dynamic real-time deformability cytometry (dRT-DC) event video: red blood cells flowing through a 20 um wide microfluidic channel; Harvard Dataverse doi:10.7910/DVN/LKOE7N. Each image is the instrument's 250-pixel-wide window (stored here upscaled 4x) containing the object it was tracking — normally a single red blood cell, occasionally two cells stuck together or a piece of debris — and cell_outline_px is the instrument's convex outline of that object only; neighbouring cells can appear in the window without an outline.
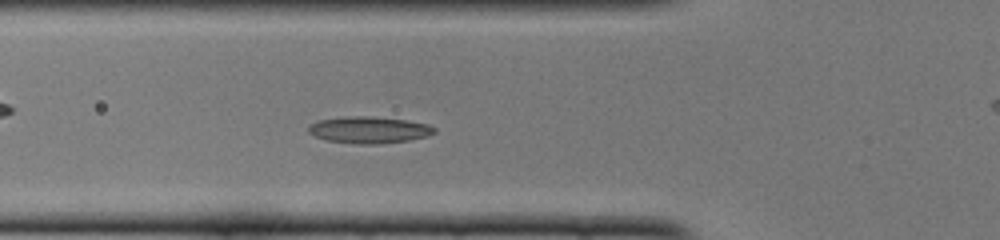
{"species": "common noctule bat (a hibernating species)", "species_latin": "Nyctalus noctula", "temperature_condition": "cold", "stored_images_in_passage": 47, "camera_frame_rate_fps": 3000, "um_per_image_px": 0.085, "animal": {"sex": "female", "body_mass_g": 22.0, "forearm_length_mm": 56.7}, "frame": {"image": 1, "passage_image": 14, "time_ms": 4.333, "image_size_px": [1000, 240], "cell_outline_px": [[436, 132], [428, 136], [408, 140], [380, 144], [356, 144], [328, 140], [316, 136], [308, 132], [308, 128], [316, 120], [348, 116], [372, 116], [408, 120], [428, 124], [436, 128]], "centroid_in_image_um": [31.4, 11.03], "position_along_channel_um": 94.4, "area_um2": 19.65}}
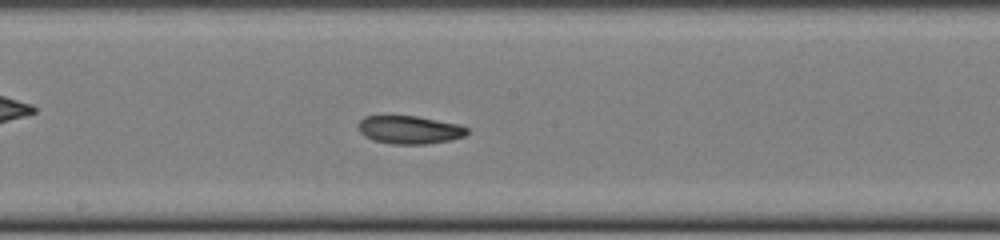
{"frame": {"image": 2, "passage_image": 23, "time_ms": 7.333, "image_size_px": [1000, 240], "cell_outline_px": [[468, 132], [464, 136], [452, 140], [428, 144], [392, 144], [372, 140], [364, 136], [356, 128], [356, 124], [364, 116], [416, 116], [456, 124], [468, 128]], "centroid_in_image_um": [34.75, 11.04], "position_along_channel_um": 213.4, "area_um2": 17.92}}
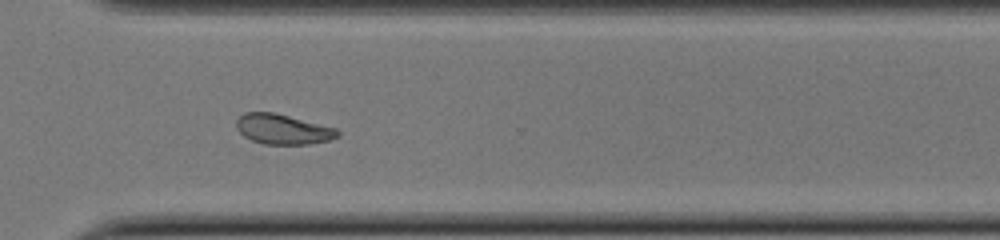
{"frame": {"image": 3, "passage_image": 33, "time_ms": 10.667, "image_size_px": [1000, 240], "cell_outline_px": [[340, 136], [332, 140], [308, 144], [264, 144], [252, 140], [244, 136], [236, 128], [236, 120], [244, 112], [272, 112], [336, 128], [340, 132]], "centroid_in_image_um": [24.05, 10.99], "position_along_channel_um": 346.5, "area_um2": 17.69}, "authors_computed_cell_mechanics": {"area_um2": 18.7272, "velocity_mm_per_s": 3.9725, "shape_relaxation_time_tau1_ms": 7.7167, "shape_relaxation_time_tau2_ms": 4.1719, "deformation_change_tau1": 0.1587, "deformation_change_tau2": 0.0851}}